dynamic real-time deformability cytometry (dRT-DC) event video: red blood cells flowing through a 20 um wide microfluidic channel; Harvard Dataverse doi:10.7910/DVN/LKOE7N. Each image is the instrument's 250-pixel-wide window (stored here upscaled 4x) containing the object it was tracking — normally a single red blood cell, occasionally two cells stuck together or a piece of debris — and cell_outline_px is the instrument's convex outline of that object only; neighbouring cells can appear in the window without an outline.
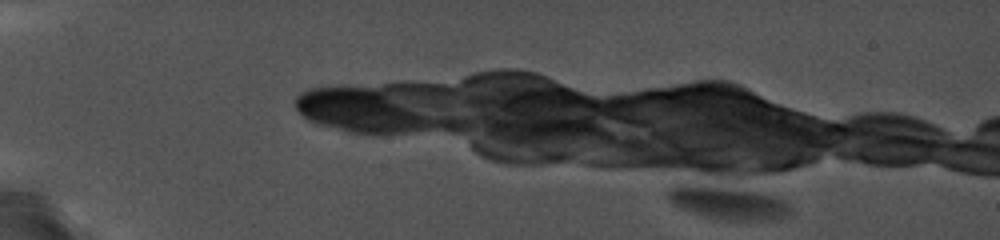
{"species": "common noctule bat (a hibernating species)", "species_latin": "Nyctalus noctula", "temperature_condition": "cold", "stored_images_in_passage": 1, "camera_frame_rate_fps": 5000, "um_per_image_px": 0.085, "animal": {"sex": "female", "body_mass_g": 19.0, "forearm_length_mm": 56.7}, "frame": {"image": 1, "passage_image": 1, "time_ms": 0.0, "image_size_px": [1000, 240], "cell_outline_px": [[784, 208], [776, 216], [744, 220], [732, 220], [708, 216], [696, 212], [676, 204], [672, 200], [672, 192], [676, 188], [712, 188], [744, 192], [768, 196], [776, 200]], "centroid_in_image_um": [61.77, 17.3], "position_along_channel_um": 23.2, "area_um2": 18.79}}